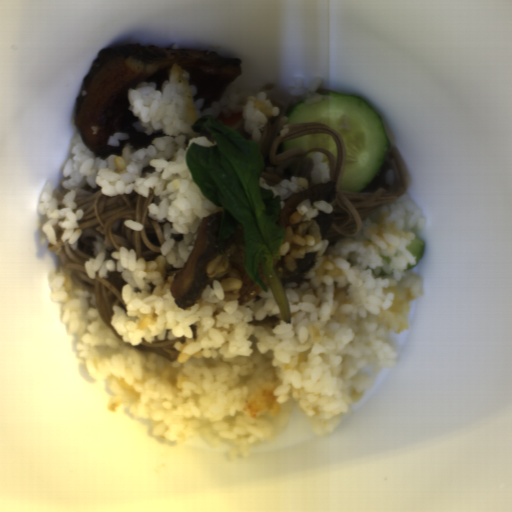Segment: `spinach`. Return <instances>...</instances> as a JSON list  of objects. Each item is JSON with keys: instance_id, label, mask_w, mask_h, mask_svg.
I'll return each mask as SVG.
<instances>
[{"instance_id": "obj_1", "label": "spinach", "mask_w": 512, "mask_h": 512, "mask_svg": "<svg viewBox=\"0 0 512 512\" xmlns=\"http://www.w3.org/2000/svg\"><path fill=\"white\" fill-rule=\"evenodd\" d=\"M192 132L209 136L210 146L191 142L185 153L186 168L193 183L212 203L223 207L217 232L219 253L224 254L226 239L242 224L244 268L263 291L270 285L283 322L291 325V309L283 282L274 270L280 258L279 247L286 230L277 223L281 197L260 186L266 168L262 148L237 130L213 116L202 117L191 126Z\"/></svg>"}]
</instances>
